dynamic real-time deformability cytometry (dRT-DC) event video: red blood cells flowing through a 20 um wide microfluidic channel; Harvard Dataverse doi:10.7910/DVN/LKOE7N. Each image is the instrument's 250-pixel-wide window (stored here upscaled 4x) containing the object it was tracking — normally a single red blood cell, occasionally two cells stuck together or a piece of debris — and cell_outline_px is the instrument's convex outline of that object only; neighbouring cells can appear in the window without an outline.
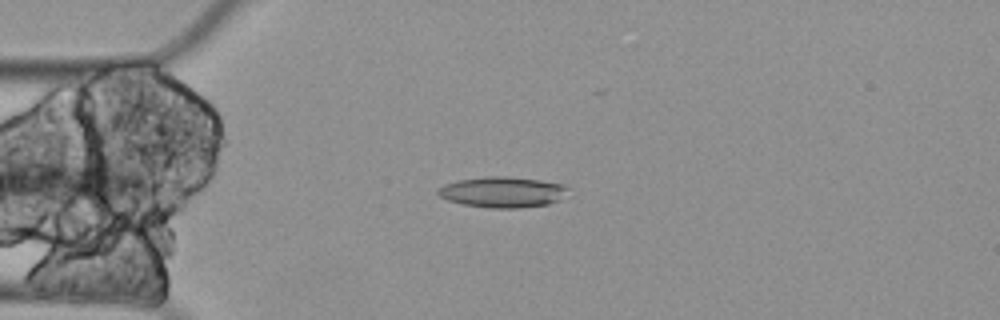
{"species": "Egyptian fruit bat (a non-hibernating species)", "species_latin": "Rousettus aegyptiacus", "temperature_condition": "cold", "stored_images_in_passage": 6, "camera_frame_rate_fps": 3000, "um_per_image_px": 0.085, "animal": {"sex": "female"}, "frame": {"image": 1, "passage_image": 4, "time_ms": 1.0, "image_size_px": [1000, 320], "cell_outline_px": [[568, 188], [560, 200], [548, 204], [520, 208], [488, 208], [464, 204], [448, 200], [440, 196], [436, 192], [436, 188], [444, 184], [456, 180], [484, 176], [508, 176], [540, 180], [560, 184]], "centroid_in_image_um": [42.66, 16.32], "position_along_channel_um": 42.3, "area_um2": 23.35}}